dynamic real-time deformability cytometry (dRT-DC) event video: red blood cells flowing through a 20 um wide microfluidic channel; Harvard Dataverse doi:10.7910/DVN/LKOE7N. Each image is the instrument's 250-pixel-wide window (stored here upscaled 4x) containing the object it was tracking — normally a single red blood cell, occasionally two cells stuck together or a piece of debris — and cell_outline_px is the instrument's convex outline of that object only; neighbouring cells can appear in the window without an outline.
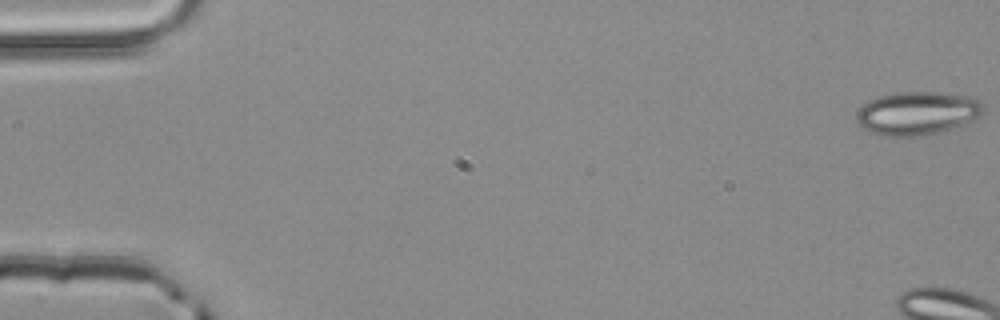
{"species": "common noctule bat (a hibernating species)", "species_latin": "Nyctalus noctula", "temperature_condition": "room temperature", "stored_images_in_passage": 3, "camera_frame_rate_fps": 3000, "um_per_image_px": 0.085, "animal": {"sex": "male", "body_mass_g": 20.4}, "frame": {"image": 1, "passage_image": 1, "time_ms": 0.0, "image_size_px": [1000, 320], "cell_outline_px": [[984, 112], [980, 116], [964, 124], [940, 132], [924, 136], [888, 136], [872, 132], [864, 128], [860, 124], [856, 116], [856, 112], [868, 100], [880, 96], [900, 92], [936, 92], [968, 96], [980, 100], [984, 104]], "centroid_in_image_um": [78.01, 9.62], "position_along_channel_um": 7.0, "area_um2": 31.96}}